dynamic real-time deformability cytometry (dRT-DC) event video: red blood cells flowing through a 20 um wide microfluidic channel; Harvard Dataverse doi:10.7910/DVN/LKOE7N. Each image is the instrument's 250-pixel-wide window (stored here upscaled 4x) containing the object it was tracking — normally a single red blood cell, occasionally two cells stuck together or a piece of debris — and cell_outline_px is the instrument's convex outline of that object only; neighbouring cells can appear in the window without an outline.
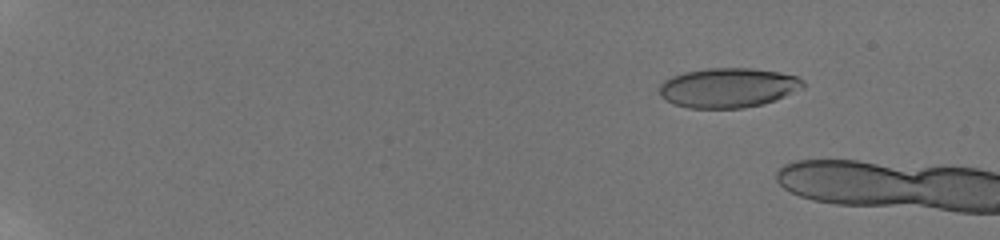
{"species": "human", "species_latin": "Homo sapiens", "temperature_condition": "room temperature", "stored_images_in_passage": 6, "camera_frame_rate_fps": 3000, "um_per_image_px": 0.085, "donor": {"sex": "male"}, "frame": {"image": 1, "passage_image": 1, "time_ms": 0.0, "image_size_px": [1000, 240], "cell_outline_px": [[804, 88], [784, 96], [760, 104], [744, 108], [688, 108], [672, 104], [664, 100], [660, 96], [660, 84], [664, 80], [672, 76], [684, 72], [708, 68], [752, 68], [780, 72], [796, 76], [804, 80]], "centroid_in_image_um": [61.86, 7.45], "position_along_channel_um": 23.1, "area_um2": 33.29}}